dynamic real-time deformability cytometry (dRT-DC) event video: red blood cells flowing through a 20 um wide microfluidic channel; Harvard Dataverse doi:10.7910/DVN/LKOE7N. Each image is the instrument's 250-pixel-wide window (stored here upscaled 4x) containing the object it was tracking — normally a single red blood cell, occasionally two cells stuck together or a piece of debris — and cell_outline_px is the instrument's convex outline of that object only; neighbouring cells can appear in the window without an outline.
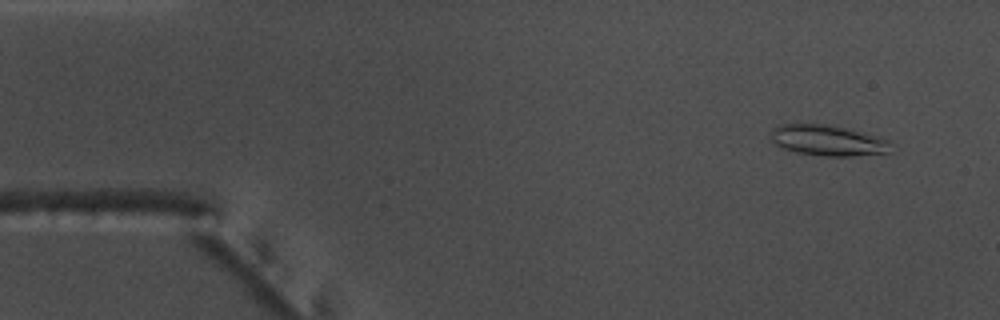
{"species": "common noctule bat (a hibernating species)", "species_latin": "Nyctalus noctula", "temperature_condition": "warm", "stored_images_in_passage": 54, "camera_frame_rate_fps": 3000, "um_per_image_px": 0.085, "animal": {"sex": "male", "body_mass_g": 17.5, "forearm_length_mm": 52.3}, "frame": {"image": 1, "passage_image": 4, "time_ms": 1.0, "image_size_px": [1000, 320], "cell_outline_px": [[888, 152], [852, 156], [828, 156], [796, 152], [784, 148], [776, 144], [772, 140], [772, 128], [780, 124], [828, 124], [880, 136], [888, 140]], "centroid_in_image_um": [70.34, 11.92], "position_along_channel_um": 14.7, "area_um2": 21.15}}
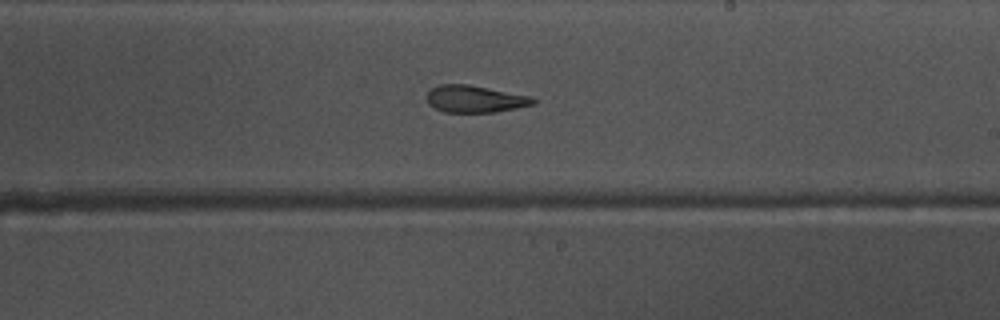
{"frame": {"image": 2, "passage_image": 31, "time_ms": 10.0, "image_size_px": [1000, 320], "cell_outline_px": [[536, 104], [496, 112], [444, 112], [428, 104], [428, 92], [432, 88], [440, 84], [468, 84], [532, 96], [536, 100]], "centroid_in_image_um": [40.41, 8.41], "position_along_channel_um": 248.6, "area_um2": 16.76}}
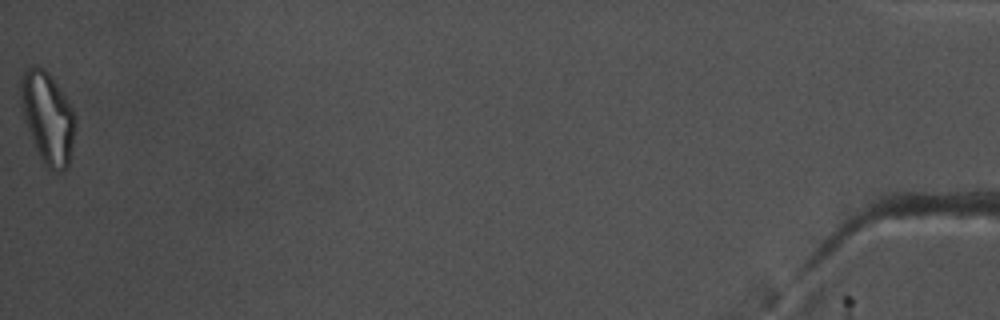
{"frame": {"image": 3, "passage_image": 54, "time_ms": 17.667, "image_size_px": [1000, 320], "cell_outline_px": [[76, 128], [68, 164], [64, 172], [56, 172], [48, 168], [44, 164], [36, 148], [28, 128], [24, 116], [20, 96], [20, 76], [28, 68], [44, 68], [48, 72], [68, 100], [76, 116]], "centroid_in_image_um": [4.08, 10.01], "position_along_channel_um": 431.1, "area_um2": 28.73}, "authors_computed_cell_mechanics": {"area_um2": 18.9873, "velocity_mm_per_s": 3.7517, "shape_relaxation_time_tau1_ms": null, "shape_relaxation_time_tau2_ms": 3.9297, "deformation_change_tau1": null, "deformation_change_tau2": 0.132}}